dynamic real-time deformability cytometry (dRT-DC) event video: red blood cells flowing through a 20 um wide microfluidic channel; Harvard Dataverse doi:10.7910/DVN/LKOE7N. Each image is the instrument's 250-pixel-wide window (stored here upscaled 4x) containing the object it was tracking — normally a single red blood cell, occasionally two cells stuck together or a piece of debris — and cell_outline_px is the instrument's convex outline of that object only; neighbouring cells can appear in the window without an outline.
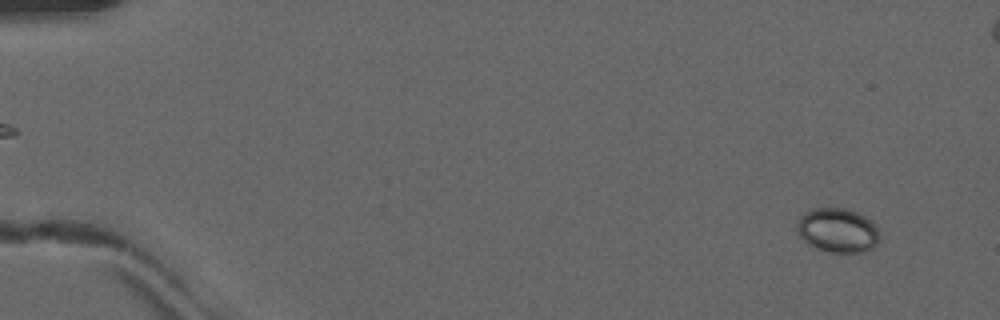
{"species": "common noctule bat (a hibernating species)", "species_latin": "Nyctalus noctula", "temperature_condition": "warm", "stored_images_in_passage": 52, "camera_frame_rate_fps": 3000, "um_per_image_px": 0.085, "animal": {"sex": "male", "forearm_length_mm": 52.5}, "frame": {"image": 1, "passage_image": 4, "time_ms": 1.0, "image_size_px": [1000, 320], "cell_outline_px": [[880, 236], [876, 244], [872, 248], [860, 252], [828, 252], [816, 248], [808, 244], [796, 232], [796, 224], [800, 216], [804, 212], [812, 208], [844, 208], [856, 212], [864, 216], [876, 228]], "centroid_in_image_um": [71.14, 19.57], "position_along_channel_um": 13.9, "area_um2": 21.21}}
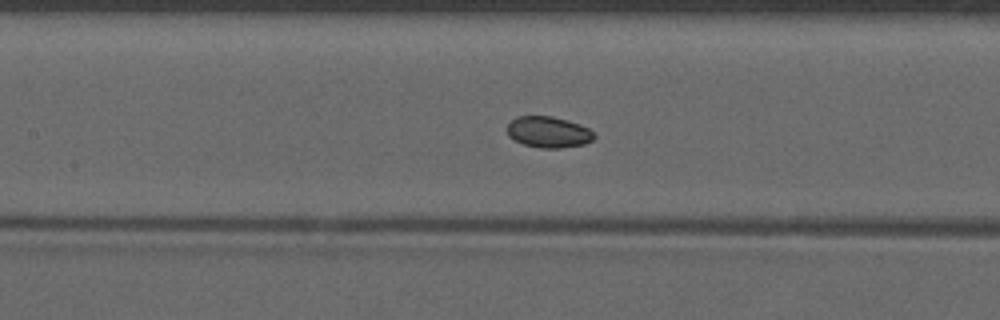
{"frame": {"image": 2, "passage_image": 25, "time_ms": 8.0, "image_size_px": [1000, 320], "cell_outline_px": [[596, 136], [592, 140], [584, 144], [560, 148], [540, 148], [524, 144], [508, 136], [508, 124], [516, 116], [552, 116], [568, 120], [580, 124], [588, 128]], "centroid_in_image_um": [46.63, 11.22], "position_along_channel_um": 160.8, "area_um2": 15.72}}
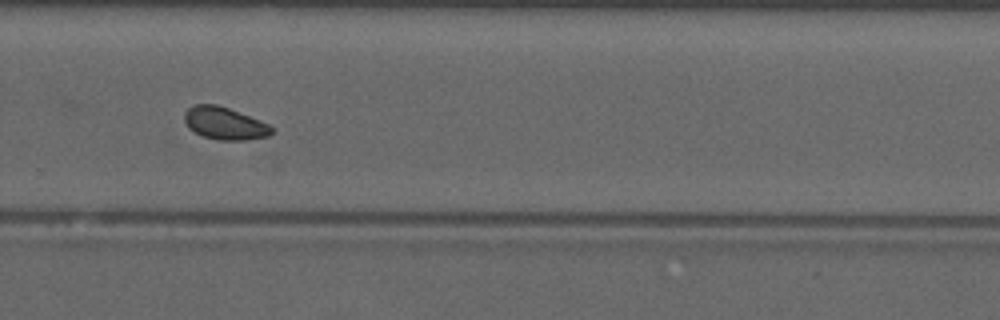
{"frame": {"image": 3, "passage_image": 36, "time_ms": 11.667, "image_size_px": [1000, 320], "cell_outline_px": [[272, 132], [268, 136], [248, 140], [220, 140], [204, 136], [188, 128], [184, 120], [184, 112], [188, 108], [196, 104], [216, 104], [228, 108], [260, 120], [268, 124], [272, 128]], "centroid_in_image_um": [19.07, 10.48], "position_along_channel_um": 310.7, "area_um2": 16.36}, "authors_computed_cell_mechanics": {"area_um2": 16.473, "velocity_mm_per_s": 4.1081, "shape_relaxation_time_tau1_ms": null, "shape_relaxation_time_tau2_ms": 8.4952, "deformation_change_tau1": null, "deformation_change_tau2": 0.1198}}